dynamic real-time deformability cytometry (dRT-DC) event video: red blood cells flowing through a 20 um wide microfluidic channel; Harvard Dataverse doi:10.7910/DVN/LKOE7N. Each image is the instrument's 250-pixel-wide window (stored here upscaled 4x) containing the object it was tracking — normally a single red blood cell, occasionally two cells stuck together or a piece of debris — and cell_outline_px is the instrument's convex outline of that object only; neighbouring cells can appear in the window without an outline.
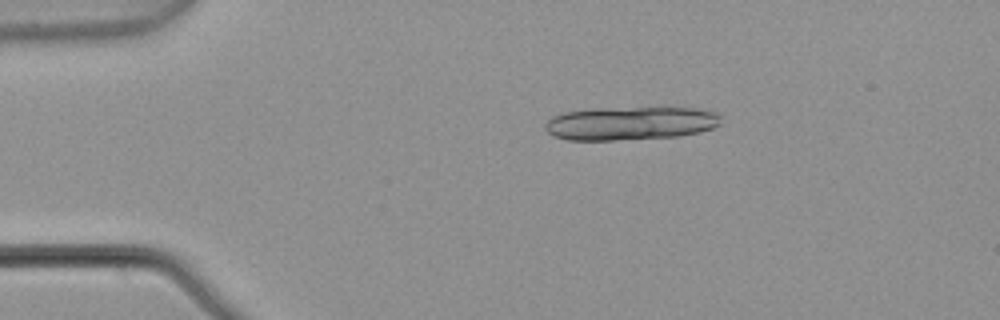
{"species": "common noctule bat (a hibernating species)", "species_latin": "Nyctalus noctula", "temperature_condition": "warm", "stored_images_in_passage": 4, "camera_frame_rate_fps": 3000, "um_per_image_px": 0.085, "animal": {"sex": "male", "body_mass_g": 21.5, "forearm_length_mm": 52.0}, "frame": {"image": 1, "passage_image": 3, "time_ms": 0.667, "image_size_px": [1000, 320], "cell_outline_px": [[720, 124], [712, 128], [700, 132], [680, 136], [616, 140], [568, 140], [552, 136], [544, 128], [544, 124], [552, 116], [564, 112], [596, 108], [700, 108], [716, 112], [720, 116]], "centroid_in_image_um": [53.57, 10.48], "position_along_channel_um": 31.4, "area_um2": 34.45}}